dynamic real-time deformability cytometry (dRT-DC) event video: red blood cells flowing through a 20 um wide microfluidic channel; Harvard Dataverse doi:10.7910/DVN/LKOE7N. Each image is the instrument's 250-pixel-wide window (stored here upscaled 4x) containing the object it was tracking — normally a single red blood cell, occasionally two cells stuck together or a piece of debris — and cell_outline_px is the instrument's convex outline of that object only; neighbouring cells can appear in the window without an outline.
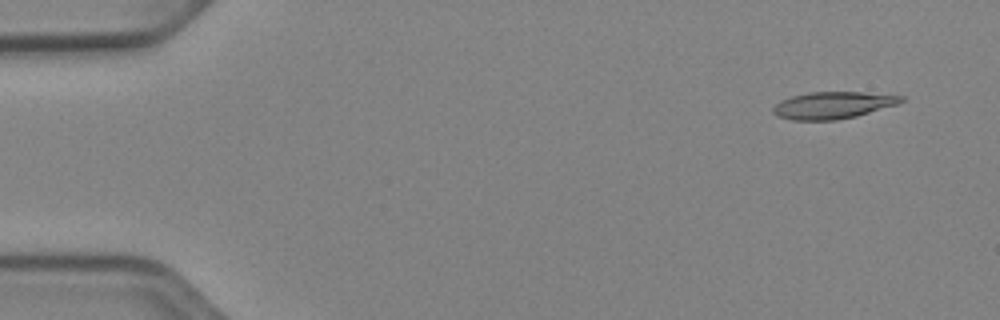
{"species": "Egyptian fruit bat (a non-hibernating species)", "species_latin": "Rousettus aegyptiacus", "temperature_condition": "cold", "stored_images_in_passage": 49, "camera_frame_rate_fps": 3000, "um_per_image_px": 0.085, "animal": {"sex": "female"}, "frame": {"image": 1, "passage_image": 1, "time_ms": 0.0, "image_size_px": [1000, 320], "cell_outline_px": [[904, 100], [896, 104], [856, 116], [836, 120], [792, 120], [780, 116], [772, 112], [772, 108], [780, 100], [792, 96], [808, 92], [860, 92], [904, 96]], "centroid_in_image_um": [70.76, 8.94], "position_along_channel_um": 14.2, "area_um2": 19.88}}
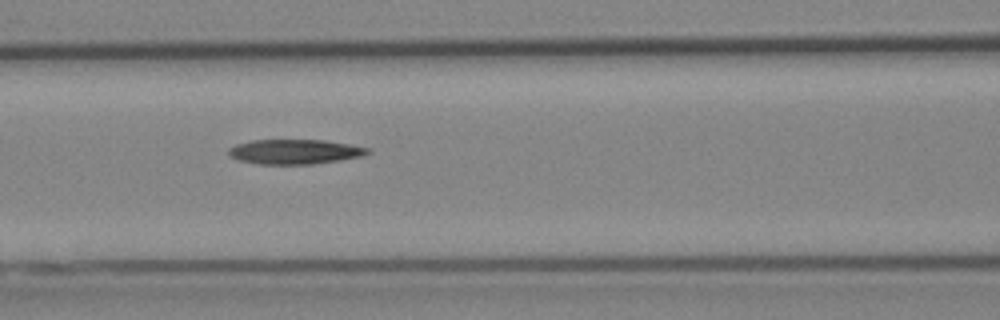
{"frame": {"image": 2, "passage_image": 20, "time_ms": 6.333, "image_size_px": [1000, 320], "cell_outline_px": [[372, 152], [360, 156], [340, 160], [312, 164], [256, 164], [240, 160], [228, 156], [228, 148], [236, 144], [252, 140], [324, 140], [348, 144], [368, 148]], "centroid_in_image_um": [25.01, 12.89], "position_along_channel_um": 141.6, "area_um2": 20.0}}
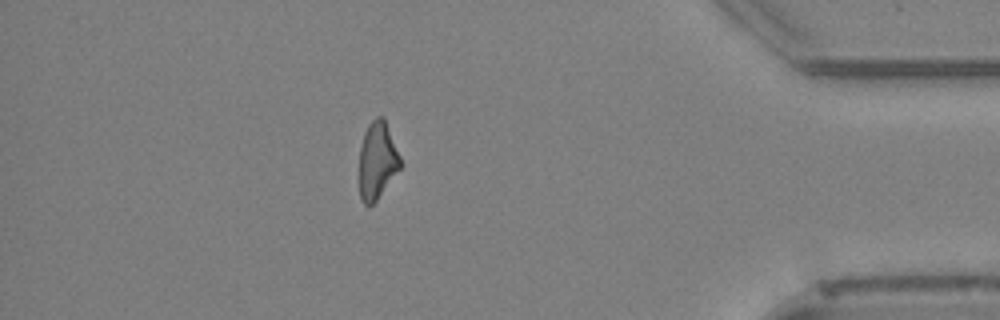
{"frame": {"image": 3, "passage_image": 43, "time_ms": 14.0, "image_size_px": [1000, 320], "cell_outline_px": [[404, 164], [376, 200], [368, 208], [360, 200], [360, 148], [364, 132], [368, 124], [376, 116], [384, 116]], "centroid_in_image_um": [32.09, 13.63], "position_along_channel_um": 403.1, "area_um2": 18.79}}